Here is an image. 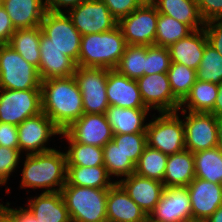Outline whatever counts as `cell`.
Listing matches in <instances>:
<instances>
[{"instance_id":"obj_1","label":"cell","mask_w":222,"mask_h":222,"mask_svg":"<svg viewBox=\"0 0 222 222\" xmlns=\"http://www.w3.org/2000/svg\"><path fill=\"white\" fill-rule=\"evenodd\" d=\"M42 112L62 132L83 114L82 94L74 76L43 80Z\"/></svg>"},{"instance_id":"obj_2","label":"cell","mask_w":222,"mask_h":222,"mask_svg":"<svg viewBox=\"0 0 222 222\" xmlns=\"http://www.w3.org/2000/svg\"><path fill=\"white\" fill-rule=\"evenodd\" d=\"M66 174V155L60 150L26 154L20 188H45L43 192H60L66 184Z\"/></svg>"},{"instance_id":"obj_3","label":"cell","mask_w":222,"mask_h":222,"mask_svg":"<svg viewBox=\"0 0 222 222\" xmlns=\"http://www.w3.org/2000/svg\"><path fill=\"white\" fill-rule=\"evenodd\" d=\"M121 28L81 36L77 66L115 69L126 47Z\"/></svg>"},{"instance_id":"obj_4","label":"cell","mask_w":222,"mask_h":222,"mask_svg":"<svg viewBox=\"0 0 222 222\" xmlns=\"http://www.w3.org/2000/svg\"><path fill=\"white\" fill-rule=\"evenodd\" d=\"M109 189L64 185L61 194L71 222H103L107 220Z\"/></svg>"},{"instance_id":"obj_5","label":"cell","mask_w":222,"mask_h":222,"mask_svg":"<svg viewBox=\"0 0 222 222\" xmlns=\"http://www.w3.org/2000/svg\"><path fill=\"white\" fill-rule=\"evenodd\" d=\"M41 83L38 68L28 63L9 44H0V88L41 89Z\"/></svg>"},{"instance_id":"obj_6","label":"cell","mask_w":222,"mask_h":222,"mask_svg":"<svg viewBox=\"0 0 222 222\" xmlns=\"http://www.w3.org/2000/svg\"><path fill=\"white\" fill-rule=\"evenodd\" d=\"M159 114L147 123V145L167 155L184 151V125L183 120L178 116V110Z\"/></svg>"},{"instance_id":"obj_7","label":"cell","mask_w":222,"mask_h":222,"mask_svg":"<svg viewBox=\"0 0 222 222\" xmlns=\"http://www.w3.org/2000/svg\"><path fill=\"white\" fill-rule=\"evenodd\" d=\"M42 112L41 89L0 88V122L15 126Z\"/></svg>"},{"instance_id":"obj_8","label":"cell","mask_w":222,"mask_h":222,"mask_svg":"<svg viewBox=\"0 0 222 222\" xmlns=\"http://www.w3.org/2000/svg\"><path fill=\"white\" fill-rule=\"evenodd\" d=\"M107 68L77 66L74 77L82 94L83 111L87 114H105L110 106L107 100Z\"/></svg>"},{"instance_id":"obj_9","label":"cell","mask_w":222,"mask_h":222,"mask_svg":"<svg viewBox=\"0 0 222 222\" xmlns=\"http://www.w3.org/2000/svg\"><path fill=\"white\" fill-rule=\"evenodd\" d=\"M40 27L42 32L50 38L51 44L77 64L82 35L67 13L46 11Z\"/></svg>"},{"instance_id":"obj_10","label":"cell","mask_w":222,"mask_h":222,"mask_svg":"<svg viewBox=\"0 0 222 222\" xmlns=\"http://www.w3.org/2000/svg\"><path fill=\"white\" fill-rule=\"evenodd\" d=\"M158 11L153 3H143L118 21L127 45H154Z\"/></svg>"},{"instance_id":"obj_11","label":"cell","mask_w":222,"mask_h":222,"mask_svg":"<svg viewBox=\"0 0 222 222\" xmlns=\"http://www.w3.org/2000/svg\"><path fill=\"white\" fill-rule=\"evenodd\" d=\"M63 13H67L82 36L109 31L118 25V20L100 0L84 1L71 10H63Z\"/></svg>"},{"instance_id":"obj_12","label":"cell","mask_w":222,"mask_h":222,"mask_svg":"<svg viewBox=\"0 0 222 222\" xmlns=\"http://www.w3.org/2000/svg\"><path fill=\"white\" fill-rule=\"evenodd\" d=\"M178 111L183 113L185 119L183 125L186 150L195 153L217 147V120L214 114Z\"/></svg>"},{"instance_id":"obj_13","label":"cell","mask_w":222,"mask_h":222,"mask_svg":"<svg viewBox=\"0 0 222 222\" xmlns=\"http://www.w3.org/2000/svg\"><path fill=\"white\" fill-rule=\"evenodd\" d=\"M17 129L19 150L22 153L27 151V154L53 150L54 148L46 147V143L53 135L61 133L44 112L25 119L17 126Z\"/></svg>"},{"instance_id":"obj_14","label":"cell","mask_w":222,"mask_h":222,"mask_svg":"<svg viewBox=\"0 0 222 222\" xmlns=\"http://www.w3.org/2000/svg\"><path fill=\"white\" fill-rule=\"evenodd\" d=\"M143 102L149 110L175 112L180 102L174 97L167 73L143 75L137 79Z\"/></svg>"},{"instance_id":"obj_15","label":"cell","mask_w":222,"mask_h":222,"mask_svg":"<svg viewBox=\"0 0 222 222\" xmlns=\"http://www.w3.org/2000/svg\"><path fill=\"white\" fill-rule=\"evenodd\" d=\"M64 132L75 142L102 148L113 138L105 114L84 113Z\"/></svg>"},{"instance_id":"obj_16","label":"cell","mask_w":222,"mask_h":222,"mask_svg":"<svg viewBox=\"0 0 222 222\" xmlns=\"http://www.w3.org/2000/svg\"><path fill=\"white\" fill-rule=\"evenodd\" d=\"M192 217L187 187L165 188L160 201L150 213L151 222H178Z\"/></svg>"},{"instance_id":"obj_17","label":"cell","mask_w":222,"mask_h":222,"mask_svg":"<svg viewBox=\"0 0 222 222\" xmlns=\"http://www.w3.org/2000/svg\"><path fill=\"white\" fill-rule=\"evenodd\" d=\"M192 217L206 221L222 205V184L195 178L188 186Z\"/></svg>"},{"instance_id":"obj_18","label":"cell","mask_w":222,"mask_h":222,"mask_svg":"<svg viewBox=\"0 0 222 222\" xmlns=\"http://www.w3.org/2000/svg\"><path fill=\"white\" fill-rule=\"evenodd\" d=\"M116 182L148 216L155 209L165 189L161 181L142 177L136 173Z\"/></svg>"},{"instance_id":"obj_19","label":"cell","mask_w":222,"mask_h":222,"mask_svg":"<svg viewBox=\"0 0 222 222\" xmlns=\"http://www.w3.org/2000/svg\"><path fill=\"white\" fill-rule=\"evenodd\" d=\"M40 63L38 72L43 80L68 78L74 76L76 63L64 55L43 32L40 40Z\"/></svg>"},{"instance_id":"obj_20","label":"cell","mask_w":222,"mask_h":222,"mask_svg":"<svg viewBox=\"0 0 222 222\" xmlns=\"http://www.w3.org/2000/svg\"><path fill=\"white\" fill-rule=\"evenodd\" d=\"M106 93L110 106L146 108L137 80L130 79L118 73L115 69L108 71Z\"/></svg>"},{"instance_id":"obj_21","label":"cell","mask_w":222,"mask_h":222,"mask_svg":"<svg viewBox=\"0 0 222 222\" xmlns=\"http://www.w3.org/2000/svg\"><path fill=\"white\" fill-rule=\"evenodd\" d=\"M107 220L110 222H145L148 215L115 182L107 194Z\"/></svg>"},{"instance_id":"obj_22","label":"cell","mask_w":222,"mask_h":222,"mask_svg":"<svg viewBox=\"0 0 222 222\" xmlns=\"http://www.w3.org/2000/svg\"><path fill=\"white\" fill-rule=\"evenodd\" d=\"M16 30L41 25L46 13L44 0H1Z\"/></svg>"},{"instance_id":"obj_23","label":"cell","mask_w":222,"mask_h":222,"mask_svg":"<svg viewBox=\"0 0 222 222\" xmlns=\"http://www.w3.org/2000/svg\"><path fill=\"white\" fill-rule=\"evenodd\" d=\"M26 205L38 222H71L61 192H42L31 197Z\"/></svg>"},{"instance_id":"obj_24","label":"cell","mask_w":222,"mask_h":222,"mask_svg":"<svg viewBox=\"0 0 222 222\" xmlns=\"http://www.w3.org/2000/svg\"><path fill=\"white\" fill-rule=\"evenodd\" d=\"M207 37L204 29L193 31L187 37L173 43L168 49L171 62L197 70L203 57Z\"/></svg>"},{"instance_id":"obj_25","label":"cell","mask_w":222,"mask_h":222,"mask_svg":"<svg viewBox=\"0 0 222 222\" xmlns=\"http://www.w3.org/2000/svg\"><path fill=\"white\" fill-rule=\"evenodd\" d=\"M148 108H122L109 106L105 116L109 122L113 135L146 133L147 123L144 124Z\"/></svg>"},{"instance_id":"obj_26","label":"cell","mask_w":222,"mask_h":222,"mask_svg":"<svg viewBox=\"0 0 222 222\" xmlns=\"http://www.w3.org/2000/svg\"><path fill=\"white\" fill-rule=\"evenodd\" d=\"M195 179L194 155L188 150L168 155L163 185L170 187H187Z\"/></svg>"},{"instance_id":"obj_27","label":"cell","mask_w":222,"mask_h":222,"mask_svg":"<svg viewBox=\"0 0 222 222\" xmlns=\"http://www.w3.org/2000/svg\"><path fill=\"white\" fill-rule=\"evenodd\" d=\"M153 4L158 13L187 24L193 31L204 29L205 22L199 13L197 0H155Z\"/></svg>"},{"instance_id":"obj_28","label":"cell","mask_w":222,"mask_h":222,"mask_svg":"<svg viewBox=\"0 0 222 222\" xmlns=\"http://www.w3.org/2000/svg\"><path fill=\"white\" fill-rule=\"evenodd\" d=\"M217 94V84L196 80L188 95L180 103L178 110H188L194 113H210L214 108Z\"/></svg>"},{"instance_id":"obj_29","label":"cell","mask_w":222,"mask_h":222,"mask_svg":"<svg viewBox=\"0 0 222 222\" xmlns=\"http://www.w3.org/2000/svg\"><path fill=\"white\" fill-rule=\"evenodd\" d=\"M115 182H111L104 166H67L65 185L109 189Z\"/></svg>"},{"instance_id":"obj_30","label":"cell","mask_w":222,"mask_h":222,"mask_svg":"<svg viewBox=\"0 0 222 222\" xmlns=\"http://www.w3.org/2000/svg\"><path fill=\"white\" fill-rule=\"evenodd\" d=\"M42 29L40 26L29 29L16 30L8 43L28 63L39 68L40 40Z\"/></svg>"},{"instance_id":"obj_31","label":"cell","mask_w":222,"mask_h":222,"mask_svg":"<svg viewBox=\"0 0 222 222\" xmlns=\"http://www.w3.org/2000/svg\"><path fill=\"white\" fill-rule=\"evenodd\" d=\"M69 143L65 151L67 166H104L103 148L73 141L64 131L60 133Z\"/></svg>"},{"instance_id":"obj_32","label":"cell","mask_w":222,"mask_h":222,"mask_svg":"<svg viewBox=\"0 0 222 222\" xmlns=\"http://www.w3.org/2000/svg\"><path fill=\"white\" fill-rule=\"evenodd\" d=\"M195 178L222 184V150L218 147L193 153Z\"/></svg>"},{"instance_id":"obj_33","label":"cell","mask_w":222,"mask_h":222,"mask_svg":"<svg viewBox=\"0 0 222 222\" xmlns=\"http://www.w3.org/2000/svg\"><path fill=\"white\" fill-rule=\"evenodd\" d=\"M193 30L167 15L158 13L154 45L169 48L173 43L187 37Z\"/></svg>"},{"instance_id":"obj_34","label":"cell","mask_w":222,"mask_h":222,"mask_svg":"<svg viewBox=\"0 0 222 222\" xmlns=\"http://www.w3.org/2000/svg\"><path fill=\"white\" fill-rule=\"evenodd\" d=\"M168 155L146 145L135 166L137 175L163 182Z\"/></svg>"},{"instance_id":"obj_35","label":"cell","mask_w":222,"mask_h":222,"mask_svg":"<svg viewBox=\"0 0 222 222\" xmlns=\"http://www.w3.org/2000/svg\"><path fill=\"white\" fill-rule=\"evenodd\" d=\"M146 51L147 46L144 45H126L115 70L130 79L137 80L142 77L145 69Z\"/></svg>"},{"instance_id":"obj_36","label":"cell","mask_w":222,"mask_h":222,"mask_svg":"<svg viewBox=\"0 0 222 222\" xmlns=\"http://www.w3.org/2000/svg\"><path fill=\"white\" fill-rule=\"evenodd\" d=\"M167 75L171 91L181 103L197 80L196 70L180 63L171 62Z\"/></svg>"},{"instance_id":"obj_37","label":"cell","mask_w":222,"mask_h":222,"mask_svg":"<svg viewBox=\"0 0 222 222\" xmlns=\"http://www.w3.org/2000/svg\"><path fill=\"white\" fill-rule=\"evenodd\" d=\"M104 167L108 175L117 177H127L135 172V164L124 155L113 140H110L103 147Z\"/></svg>"},{"instance_id":"obj_38","label":"cell","mask_w":222,"mask_h":222,"mask_svg":"<svg viewBox=\"0 0 222 222\" xmlns=\"http://www.w3.org/2000/svg\"><path fill=\"white\" fill-rule=\"evenodd\" d=\"M197 80L219 85L222 81V56L208 42L196 70Z\"/></svg>"},{"instance_id":"obj_39","label":"cell","mask_w":222,"mask_h":222,"mask_svg":"<svg viewBox=\"0 0 222 222\" xmlns=\"http://www.w3.org/2000/svg\"><path fill=\"white\" fill-rule=\"evenodd\" d=\"M112 140L117 147L128 157L135 165L139 161L145 146L147 145L146 133H130L113 135Z\"/></svg>"},{"instance_id":"obj_40","label":"cell","mask_w":222,"mask_h":222,"mask_svg":"<svg viewBox=\"0 0 222 222\" xmlns=\"http://www.w3.org/2000/svg\"><path fill=\"white\" fill-rule=\"evenodd\" d=\"M170 65L171 57L168 48L156 45L147 46L144 75L167 73Z\"/></svg>"},{"instance_id":"obj_41","label":"cell","mask_w":222,"mask_h":222,"mask_svg":"<svg viewBox=\"0 0 222 222\" xmlns=\"http://www.w3.org/2000/svg\"><path fill=\"white\" fill-rule=\"evenodd\" d=\"M20 150L0 146V185L7 184L11 173L18 167Z\"/></svg>"},{"instance_id":"obj_42","label":"cell","mask_w":222,"mask_h":222,"mask_svg":"<svg viewBox=\"0 0 222 222\" xmlns=\"http://www.w3.org/2000/svg\"><path fill=\"white\" fill-rule=\"evenodd\" d=\"M105 3L110 13L119 21L129 15L144 2L142 0H100Z\"/></svg>"},{"instance_id":"obj_43","label":"cell","mask_w":222,"mask_h":222,"mask_svg":"<svg viewBox=\"0 0 222 222\" xmlns=\"http://www.w3.org/2000/svg\"><path fill=\"white\" fill-rule=\"evenodd\" d=\"M199 13L206 23L222 19V0H197Z\"/></svg>"},{"instance_id":"obj_44","label":"cell","mask_w":222,"mask_h":222,"mask_svg":"<svg viewBox=\"0 0 222 222\" xmlns=\"http://www.w3.org/2000/svg\"><path fill=\"white\" fill-rule=\"evenodd\" d=\"M204 30L208 44L222 56V19L206 22Z\"/></svg>"},{"instance_id":"obj_45","label":"cell","mask_w":222,"mask_h":222,"mask_svg":"<svg viewBox=\"0 0 222 222\" xmlns=\"http://www.w3.org/2000/svg\"><path fill=\"white\" fill-rule=\"evenodd\" d=\"M17 126L0 122V146L19 149Z\"/></svg>"},{"instance_id":"obj_46","label":"cell","mask_w":222,"mask_h":222,"mask_svg":"<svg viewBox=\"0 0 222 222\" xmlns=\"http://www.w3.org/2000/svg\"><path fill=\"white\" fill-rule=\"evenodd\" d=\"M15 31L7 11L0 4V44H8Z\"/></svg>"},{"instance_id":"obj_47","label":"cell","mask_w":222,"mask_h":222,"mask_svg":"<svg viewBox=\"0 0 222 222\" xmlns=\"http://www.w3.org/2000/svg\"><path fill=\"white\" fill-rule=\"evenodd\" d=\"M84 1L87 0H44V4L47 11L63 13L60 7H66V9L69 7L68 10H71Z\"/></svg>"},{"instance_id":"obj_48","label":"cell","mask_w":222,"mask_h":222,"mask_svg":"<svg viewBox=\"0 0 222 222\" xmlns=\"http://www.w3.org/2000/svg\"><path fill=\"white\" fill-rule=\"evenodd\" d=\"M16 220L17 222H38L27 208L19 207V209H13L8 207L9 202L6 203V206L1 204Z\"/></svg>"},{"instance_id":"obj_49","label":"cell","mask_w":222,"mask_h":222,"mask_svg":"<svg viewBox=\"0 0 222 222\" xmlns=\"http://www.w3.org/2000/svg\"><path fill=\"white\" fill-rule=\"evenodd\" d=\"M210 113L214 114L216 117L222 115V81L218 85L217 98L214 103V108Z\"/></svg>"},{"instance_id":"obj_50","label":"cell","mask_w":222,"mask_h":222,"mask_svg":"<svg viewBox=\"0 0 222 222\" xmlns=\"http://www.w3.org/2000/svg\"><path fill=\"white\" fill-rule=\"evenodd\" d=\"M0 222H17V220L0 204Z\"/></svg>"},{"instance_id":"obj_51","label":"cell","mask_w":222,"mask_h":222,"mask_svg":"<svg viewBox=\"0 0 222 222\" xmlns=\"http://www.w3.org/2000/svg\"><path fill=\"white\" fill-rule=\"evenodd\" d=\"M217 120V135L218 142L217 147L222 150V115L216 117Z\"/></svg>"},{"instance_id":"obj_52","label":"cell","mask_w":222,"mask_h":222,"mask_svg":"<svg viewBox=\"0 0 222 222\" xmlns=\"http://www.w3.org/2000/svg\"><path fill=\"white\" fill-rule=\"evenodd\" d=\"M205 222H222V205Z\"/></svg>"},{"instance_id":"obj_53","label":"cell","mask_w":222,"mask_h":222,"mask_svg":"<svg viewBox=\"0 0 222 222\" xmlns=\"http://www.w3.org/2000/svg\"><path fill=\"white\" fill-rule=\"evenodd\" d=\"M178 222H204V221L196 219L194 217H190V218L182 219V220H180Z\"/></svg>"},{"instance_id":"obj_54","label":"cell","mask_w":222,"mask_h":222,"mask_svg":"<svg viewBox=\"0 0 222 222\" xmlns=\"http://www.w3.org/2000/svg\"><path fill=\"white\" fill-rule=\"evenodd\" d=\"M144 3H153L155 0H142Z\"/></svg>"}]
</instances>
